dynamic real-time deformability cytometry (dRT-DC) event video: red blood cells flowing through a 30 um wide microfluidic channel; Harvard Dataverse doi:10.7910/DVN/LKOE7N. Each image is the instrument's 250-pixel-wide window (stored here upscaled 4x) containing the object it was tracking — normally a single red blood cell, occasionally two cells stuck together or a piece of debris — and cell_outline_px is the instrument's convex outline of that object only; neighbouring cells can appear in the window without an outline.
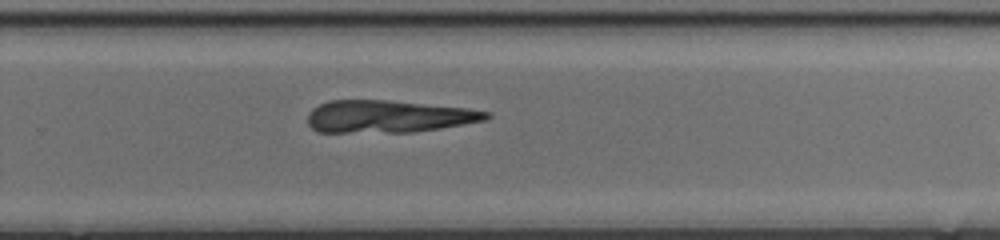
{"species": "common noctule bat (a hibernating species)", "species_latin": "Nyctalus noctula", "temperature_condition": "cold", "stored_images_in_passage": 30, "camera_frame_rate_fps": 3000, "um_per_image_px": 0.085, "animal": {"sex": "female", "body_mass_g": 17.0, "forearm_length_mm": 48.0}, "frame": {"image": 1, "passage_image": 22, "time_ms": 7.0, "image_size_px": [1000, 240], "cell_outline_px": [[492, 116], [488, 120], [440, 128], [412, 132], [316, 132], [308, 124], [308, 112], [312, 108], [328, 100], [388, 100], [468, 108], [492, 112]], "centroid_in_image_um": [33.03, 9.9], "position_along_channel_um": 296.8, "area_um2": 33.93}}
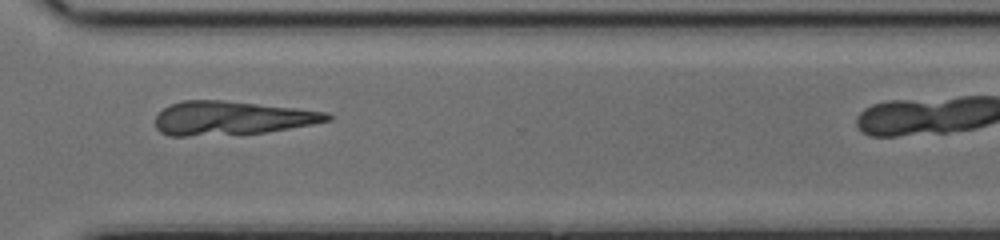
{"frame": {"image": 2, "passage_image": 26, "time_ms": 8.333, "image_size_px": [1000, 240], "cell_outline_px": [[332, 120], [312, 124], [264, 132], [188, 136], [168, 136], [160, 132], [156, 128], [156, 116], [168, 104], [184, 100], [224, 100], [296, 108], [328, 112], [332, 116]], "centroid_in_image_um": [19.67, 10.02], "position_along_channel_um": 350.9, "area_um2": 33.7}}
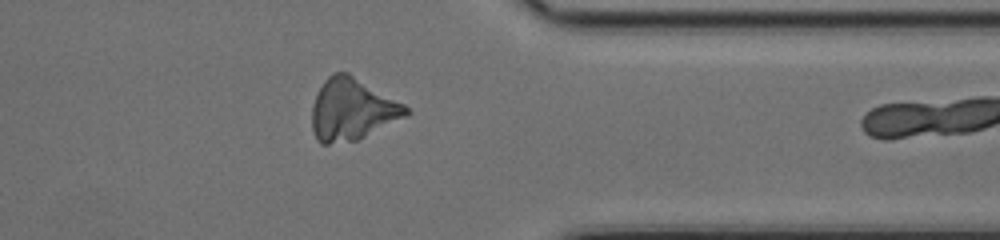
{"frame": {"image": 3, "passage_image": 29, "time_ms": 9.333, "image_size_px": [1000, 240], "cell_outline_px": [[412, 112], [408, 116], [356, 140], [328, 144], [320, 144], [316, 140], [312, 128], [312, 108], [316, 96], [324, 80], [328, 76], [336, 72], [348, 72], [404, 104]], "centroid_in_image_um": [29.93, 9.31], "position_along_channel_um": 381.5, "area_um2": 33.76}}